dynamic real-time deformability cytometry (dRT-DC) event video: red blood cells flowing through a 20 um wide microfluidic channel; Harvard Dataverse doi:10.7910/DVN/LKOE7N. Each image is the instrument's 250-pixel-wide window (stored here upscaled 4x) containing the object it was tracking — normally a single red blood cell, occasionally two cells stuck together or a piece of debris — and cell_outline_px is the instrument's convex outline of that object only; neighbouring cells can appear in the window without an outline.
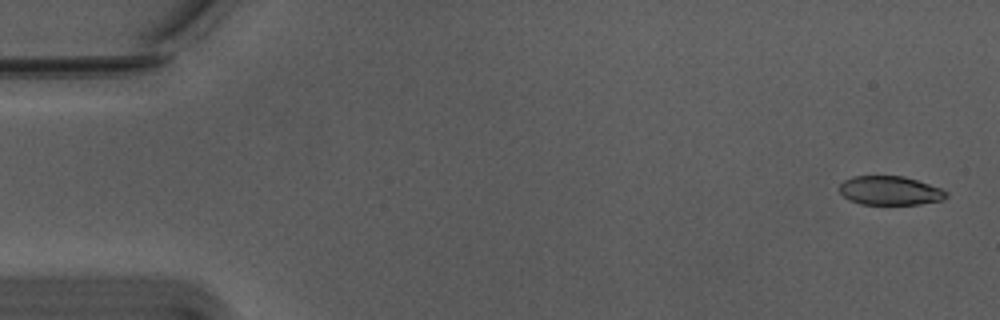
{"species": "Egyptian fruit bat (a non-hibernating species)", "species_latin": "Rousettus aegyptiacus", "temperature_condition": "warm", "stored_images_in_passage": 42, "camera_frame_rate_fps": 3000, "um_per_image_px": 0.085, "animal": {"sex": "male"}, "frame": {"image": 1, "passage_image": 1, "time_ms": 0.0, "image_size_px": [1000, 320], "cell_outline_px": [[948, 196], [944, 200], [920, 204], [860, 204], [848, 200], [840, 192], [840, 184], [844, 180], [852, 176], [904, 176], [940, 188], [948, 192]], "centroid_in_image_um": [75.65, 16.2], "position_along_channel_um": 9.3, "area_um2": 18.03}}
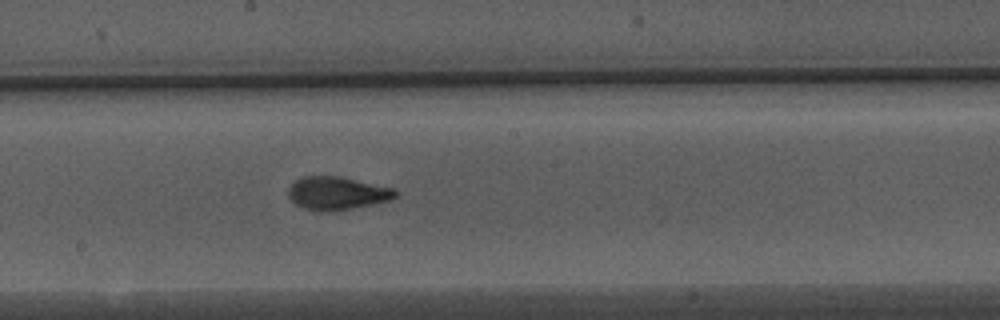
{"frame": {"image": 2, "passage_image": 29, "time_ms": 9.333, "image_size_px": [1000, 320], "cell_outline_px": [[396, 196], [392, 200], [332, 212], [320, 212], [304, 208], [296, 204], [288, 196], [288, 188], [300, 176], [340, 176], [396, 188]], "centroid_in_image_um": [28.66, 16.42], "position_along_channel_um": 219.5, "area_um2": 20.87}}
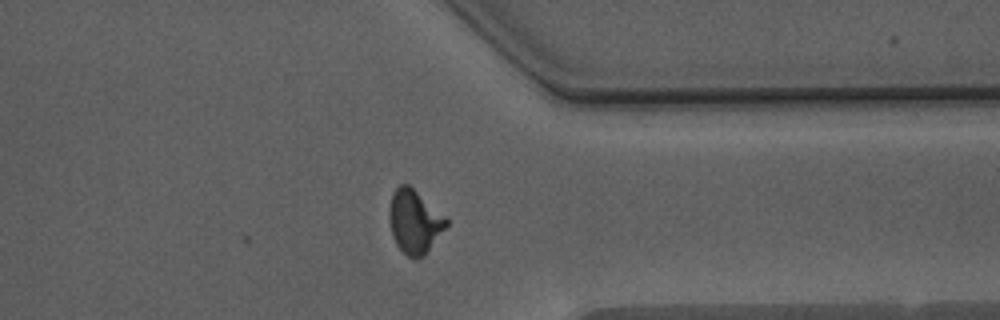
{"frame": {"image": 3, "passage_image": 42, "time_ms": 13.667, "image_size_px": [1000, 320], "cell_outline_px": [[448, 224], [424, 256], [416, 260], [408, 256], [396, 244], [392, 232], [388, 216], [388, 212], [392, 192], [400, 184], [408, 184], [444, 216], [448, 220]], "centroid_in_image_um": [35.21, 18.84], "position_along_channel_um": 376.2, "area_um2": 20.81}, "authors_computed_cell_mechanics": {"area_um2": 20.1144, "velocity_mm_per_s": 3.7532, "shape_relaxation_time_tau1_ms": 4.5714, "shape_relaxation_time_tau2_ms": 1.1836, "deformation_change_tau1": 0.1842, "deformation_change_tau2": 0.0633}}